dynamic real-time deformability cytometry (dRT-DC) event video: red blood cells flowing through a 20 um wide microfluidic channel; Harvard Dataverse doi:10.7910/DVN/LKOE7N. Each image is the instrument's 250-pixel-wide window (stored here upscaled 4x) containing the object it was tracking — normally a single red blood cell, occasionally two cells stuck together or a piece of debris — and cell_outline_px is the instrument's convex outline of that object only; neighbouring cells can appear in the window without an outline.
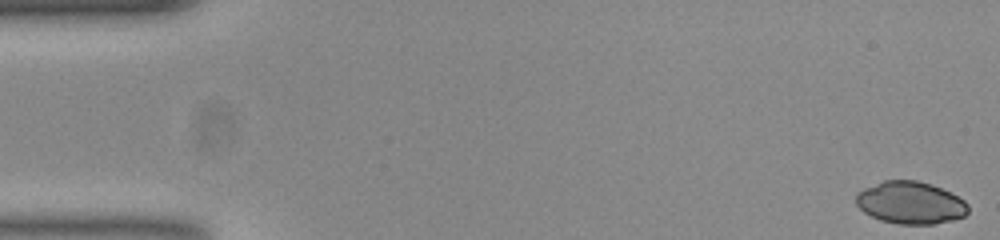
{"species": "common noctule bat (a hibernating species)", "species_latin": "Nyctalus noctula", "temperature_condition": "room temperature", "stored_images_in_passage": 54, "camera_frame_rate_fps": 3000, "um_per_image_px": 0.085, "animal": {"sex": "female", "body_mass_g": 23.0, "forearm_length_mm": 53.4}, "frame": {"image": 1, "passage_image": 1, "time_ms": 0.0, "image_size_px": [1000, 240], "cell_outline_px": [[968, 212], [964, 216], [952, 220], [932, 224], [900, 224], [880, 220], [864, 212], [856, 204], [856, 192], [864, 188], [884, 180], [916, 180], [932, 184], [964, 200], [968, 204]], "centroid_in_image_um": [77.37, 17.23], "position_along_channel_um": 7.6, "area_um2": 27.57}}
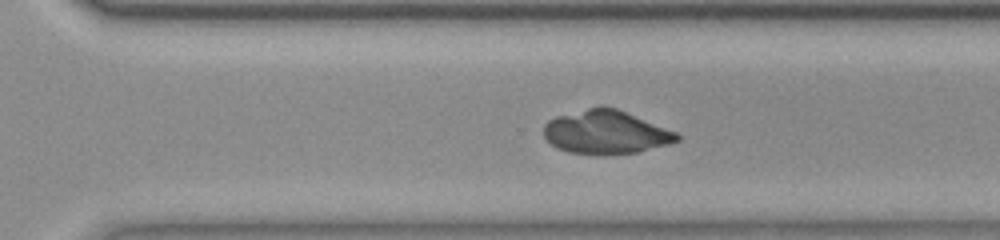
{"frame": {"image": 2, "passage_image": 37, "time_ms": 12.0, "image_size_px": [1000, 240], "cell_outline_px": [[680, 140], [668, 144], [640, 152], [568, 152], [556, 148], [544, 136], [544, 124], [548, 120], [556, 116], [600, 104], [616, 108], [676, 132], [680, 136]], "centroid_in_image_um": [51.48, 11.19], "position_along_channel_um": 319.1, "area_um2": 33.18}}
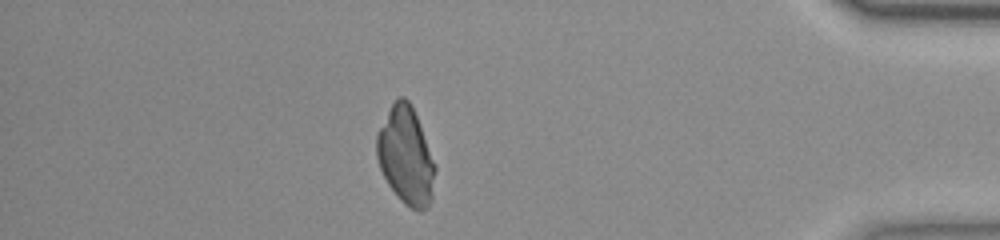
{"frame": {"image": 3, "passage_image": 47, "time_ms": 15.333, "image_size_px": [1000, 240], "cell_outline_px": [[436, 172], [432, 200], [428, 208], [420, 212], [404, 204], [400, 200], [388, 184], [380, 168], [376, 156], [376, 136], [392, 104], [400, 96], [404, 96], [408, 100], [416, 116], [436, 168]], "centroid_in_image_um": [34.5, 13.31], "position_along_channel_um": 400.7, "area_um2": 32.77}}